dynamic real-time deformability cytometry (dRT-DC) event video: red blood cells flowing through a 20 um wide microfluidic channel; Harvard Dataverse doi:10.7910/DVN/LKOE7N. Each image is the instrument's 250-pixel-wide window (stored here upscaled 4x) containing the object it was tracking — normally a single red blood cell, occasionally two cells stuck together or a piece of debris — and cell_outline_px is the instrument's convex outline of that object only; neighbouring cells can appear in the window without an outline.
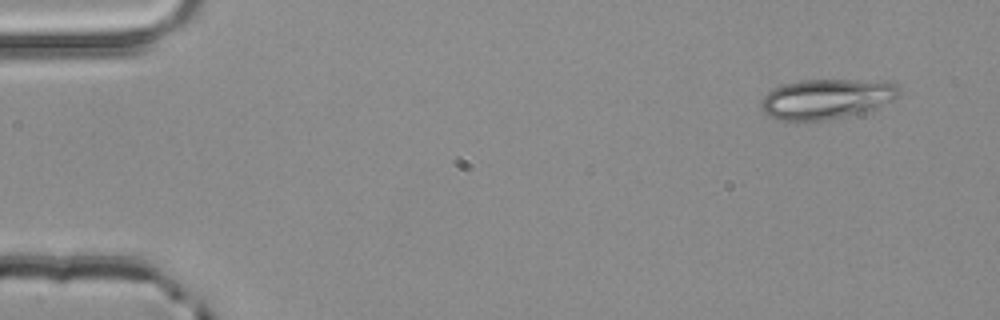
{"species": "common noctule bat (a hibernating species)", "species_latin": "Nyctalus noctula", "temperature_condition": "room temperature", "stored_images_in_passage": 3, "camera_frame_rate_fps": 3000, "um_per_image_px": 0.085, "animal": {"sex": "male", "body_mass_g": 20.4}, "frame": {"image": 1, "passage_image": 1, "time_ms": 0.0, "image_size_px": [1000, 320], "cell_outline_px": [[900, 92], [892, 100], [876, 108], [844, 116], [824, 120], [776, 120], [768, 116], [760, 108], [760, 100], [768, 92], [784, 84], [800, 80], [892, 80], [900, 84]], "centroid_in_image_um": [70.28, 8.38], "position_along_channel_um": 14.7, "area_um2": 32.31}}